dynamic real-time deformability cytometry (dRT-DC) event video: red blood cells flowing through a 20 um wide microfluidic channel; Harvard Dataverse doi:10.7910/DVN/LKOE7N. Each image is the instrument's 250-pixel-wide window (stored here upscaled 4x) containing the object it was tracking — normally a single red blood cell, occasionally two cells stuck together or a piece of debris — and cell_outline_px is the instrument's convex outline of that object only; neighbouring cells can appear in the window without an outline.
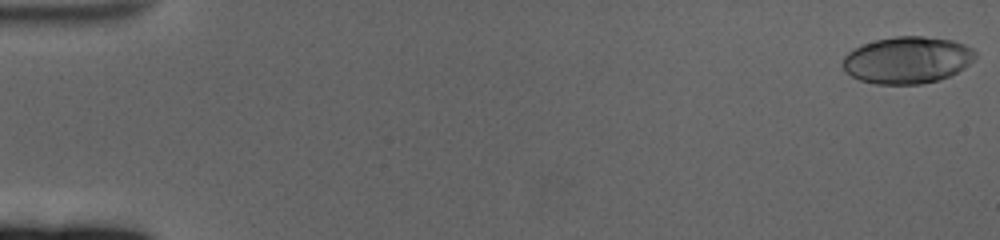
{"species": "human", "species_latin": "Homo sapiens", "temperature_condition": "cold", "stored_images_in_passage": 61, "camera_frame_rate_fps": 3000, "um_per_image_px": 0.085, "donor": {"sex": "female"}, "frame": {"image": 1, "passage_image": 1, "time_ms": 0.0, "image_size_px": [1000, 240], "cell_outline_px": [[976, 56], [964, 68], [940, 80], [920, 84], [876, 84], [860, 80], [844, 72], [840, 64], [844, 56], [848, 52], [860, 44], [876, 40], [896, 36], [924, 36], [952, 40], [964, 44], [972, 48], [976, 52]], "centroid_in_image_um": [77.08, 5.1], "position_along_channel_um": 7.9, "area_um2": 36.47}}
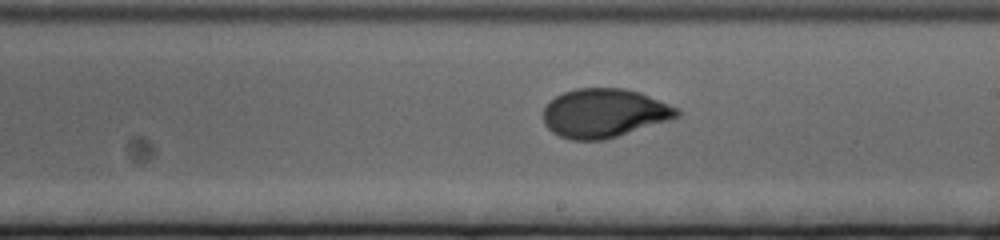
{"frame": {"image": 2, "passage_image": 36, "time_ms": 11.667, "image_size_px": [1000, 240], "cell_outline_px": [[680, 116], [672, 120], [604, 140], [572, 140], [560, 136], [552, 132], [544, 124], [544, 108], [556, 96], [564, 92], [576, 88], [624, 88], [640, 92], [680, 108]], "centroid_in_image_um": [51.4, 9.62], "position_along_channel_um": 237.6, "area_um2": 38.26}}
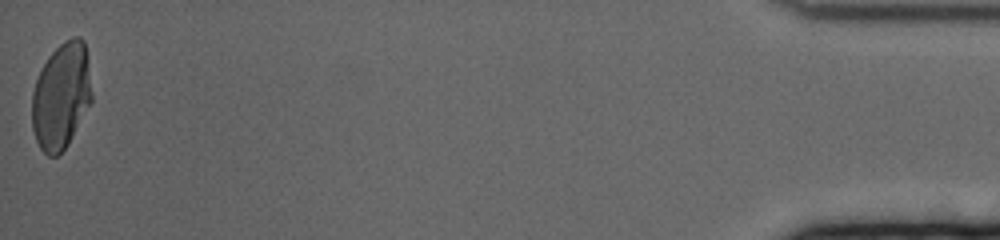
{"frame": {"image": 3, "passage_image": 61, "time_ms": 20.0, "image_size_px": [1000, 240], "cell_outline_px": [[92, 100], [68, 144], [56, 156], [48, 156], [40, 148], [36, 140], [32, 128], [32, 92], [36, 80], [48, 56], [64, 40], [72, 36], [80, 36], [84, 40], [88, 60], [92, 92]], "centroid_in_image_um": [5.21, 8.13], "position_along_channel_um": 430.0, "area_um2": 37.05}, "authors_computed_cell_mechanics": {"area_um2": 37.281, "velocity_mm_per_s": 3.3618, "shape_relaxation_time_tau1_ms": 4.6102, "shape_relaxation_time_tau2_ms": null, "deformation_change_tau1": 0.2066, "deformation_change_tau2": null}}